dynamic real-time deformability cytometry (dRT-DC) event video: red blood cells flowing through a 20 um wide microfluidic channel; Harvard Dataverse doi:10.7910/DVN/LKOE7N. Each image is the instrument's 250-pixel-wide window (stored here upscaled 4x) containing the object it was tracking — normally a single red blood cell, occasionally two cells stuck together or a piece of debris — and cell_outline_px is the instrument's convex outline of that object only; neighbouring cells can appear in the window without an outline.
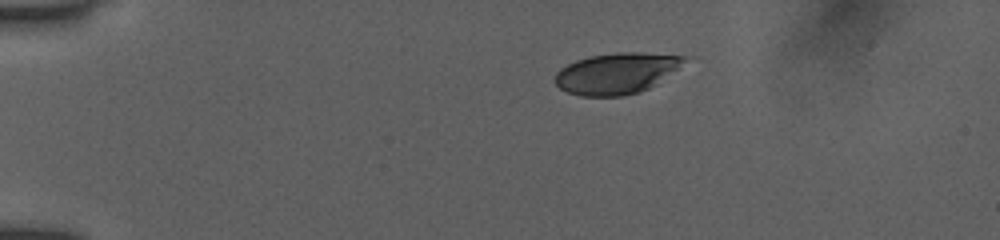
{"species": "human", "species_latin": "Homo sapiens", "temperature_condition": "room temperature", "stored_images_in_passage": 43, "camera_frame_rate_fps": 3000, "um_per_image_px": 0.085, "donor": {"sex": "female"}, "frame": {"image": 1, "passage_image": 1, "time_ms": 0.0, "image_size_px": [1000, 240], "cell_outline_px": [[696, 56], [648, 88], [640, 92], [624, 96], [580, 96], [568, 92], [560, 88], [556, 84], [556, 72], [560, 68], [576, 60], [592, 56], [616, 52], [640, 52]], "centroid_in_image_um": [52.47, 6.21], "position_along_channel_um": 32.5, "area_um2": 31.04}}
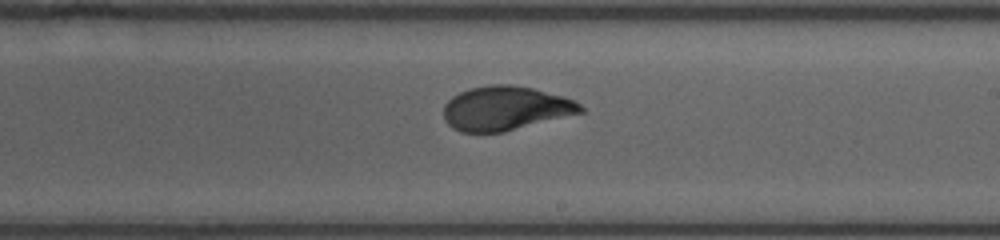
{"frame": {"image": 2, "passage_image": 23, "time_ms": 7.333, "image_size_px": [1000, 240], "cell_outline_px": [[584, 112], [504, 132], [460, 132], [452, 128], [444, 120], [444, 104], [452, 96], [460, 92], [472, 88], [492, 84], [512, 84], [532, 88], [564, 96], [576, 100], [584, 108]], "centroid_in_image_um": [42.97, 9.21], "position_along_channel_um": 246.0, "area_um2": 35.37}}
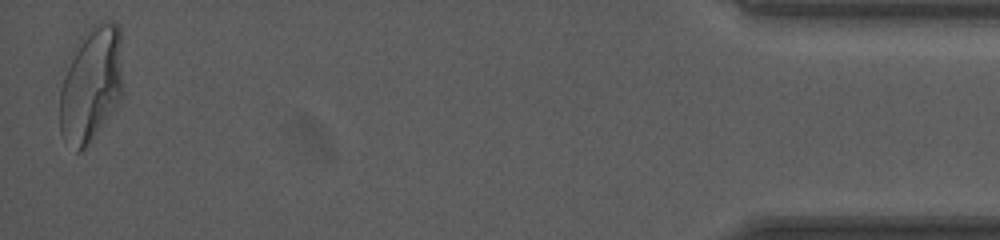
{"frame": {"image": 3, "passage_image": 43, "time_ms": 14.0, "image_size_px": [1000, 240], "cell_outline_px": [[124, 96], [88, 144], [80, 152], [76, 152], [64, 140], [60, 132], [60, 88], [64, 76], [84, 32], [92, 24], [100, 20], [112, 20], [120, 28], [124, 92]], "centroid_in_image_um": [7.8, 7.16], "position_along_channel_um": 427.4, "area_um2": 42.83}, "authors_computed_cell_mechanics": {"area_um2": 35.7782, "velocity_mm_per_s": 3.9033, "shape_relaxation_time_tau1_ms": 6.1195, "shape_relaxation_time_tau2_ms": null, "deformation_change_tau1": 0.2029, "deformation_change_tau2": null}}